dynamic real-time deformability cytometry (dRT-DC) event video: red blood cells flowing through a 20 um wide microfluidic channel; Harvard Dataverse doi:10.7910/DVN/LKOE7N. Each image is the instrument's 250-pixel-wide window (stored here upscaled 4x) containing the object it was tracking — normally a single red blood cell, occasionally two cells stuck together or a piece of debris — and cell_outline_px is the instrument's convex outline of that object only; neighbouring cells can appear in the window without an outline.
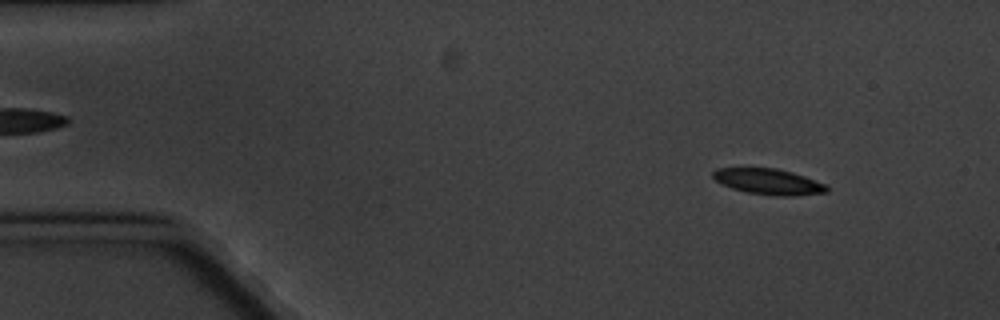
{"species": "common noctule bat (a hibernating species)", "species_latin": "Nyctalus noctula", "temperature_condition": "cold", "stored_images_in_passage": 4, "camera_frame_rate_fps": 3000, "um_per_image_px": 0.085, "animal": {"sex": "male", "body_mass_g": 20.1, "forearm_length_mm": 53.5}, "frame": {"image": 1, "passage_image": 1, "time_ms": 0.0, "image_size_px": [1000, 320], "cell_outline_px": [[828, 192], [792, 196], [776, 196], [748, 192], [732, 188], [720, 184], [712, 176], [712, 172], [716, 168], [776, 168], [792, 172], [828, 184]], "centroid_in_image_um": [65.34, 15.44], "position_along_channel_um": 19.7, "area_um2": 17.17}}
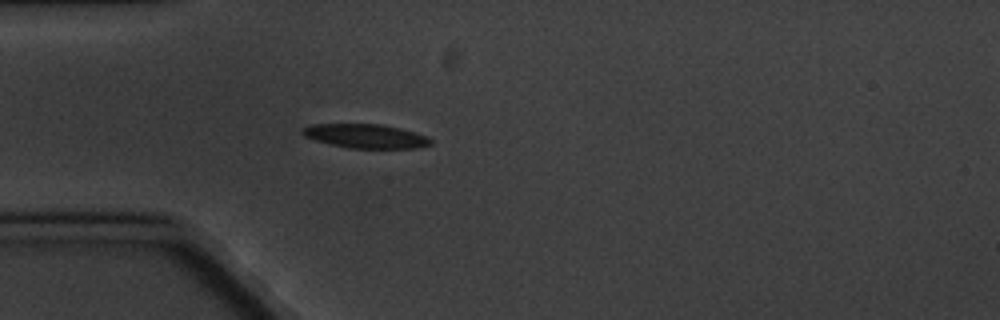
{"frame": {"image": 2, "passage_image": 4, "time_ms": 3.333, "image_size_px": [1000, 320], "cell_outline_px": [[432, 144], [416, 148], [348, 148], [316, 140], [304, 136], [300, 132], [300, 128], [312, 124], [380, 124], [400, 128], [428, 136], [432, 140]], "centroid_in_image_um": [31.08, 11.56], "position_along_channel_um": 53.9, "area_um2": 17.98}}